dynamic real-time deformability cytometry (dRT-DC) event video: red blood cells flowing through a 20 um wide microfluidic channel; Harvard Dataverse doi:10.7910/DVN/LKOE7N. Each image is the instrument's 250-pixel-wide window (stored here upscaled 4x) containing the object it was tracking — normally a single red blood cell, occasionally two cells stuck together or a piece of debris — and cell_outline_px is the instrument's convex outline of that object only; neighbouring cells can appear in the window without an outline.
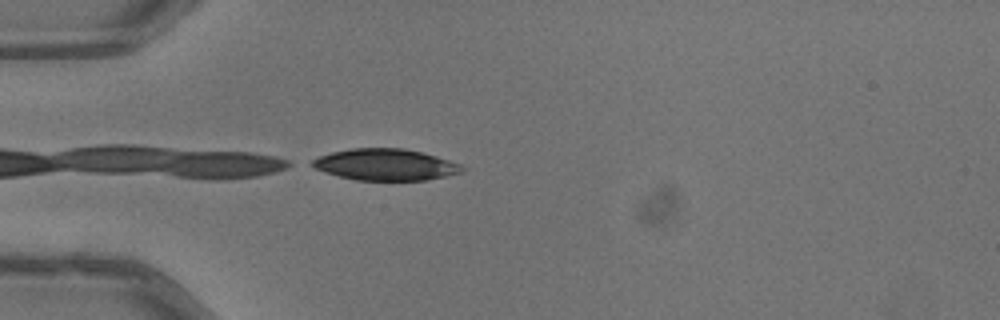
{"species": "common noctule bat (a hibernating species)", "species_latin": "Nyctalus noctula", "temperature_condition": "warm", "stored_images_in_passage": 37, "camera_frame_rate_fps": 3000, "um_per_image_px": 0.085, "animal": {"sex": "male", "body_mass_g": 13.3}, "frame": {"image": 1, "passage_image": 1, "time_ms": 0.0, "image_size_px": [1000, 320], "cell_outline_px": [[468, 168], [460, 172], [444, 176], [424, 180], [356, 180], [340, 176], [316, 168], [308, 164], [312, 160], [320, 156], [332, 152], [352, 148], [404, 148], [436, 156], [460, 164]], "centroid_in_image_um": [32.77, 13.99], "position_along_channel_um": 52.2, "area_um2": 27.17}}
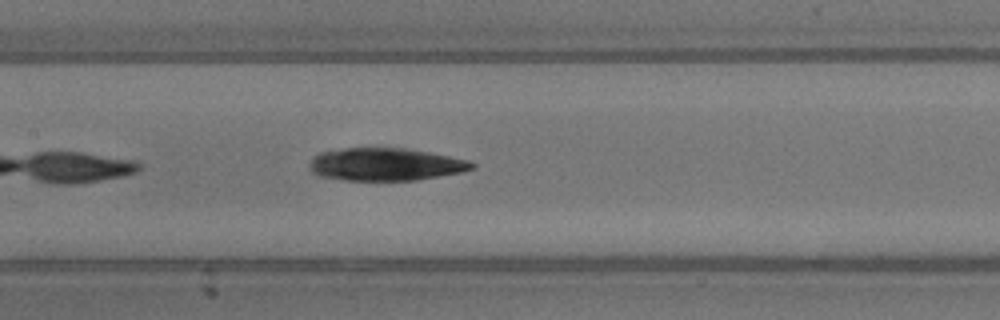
{"frame": {"image": 2, "passage_image": 11, "time_ms": 3.333, "image_size_px": [1000, 320], "cell_outline_px": [[476, 164], [472, 168], [460, 172], [416, 180], [344, 180], [316, 176], [308, 168], [308, 164], [320, 152], [344, 148], [404, 148], [428, 152], [468, 160]], "centroid_in_image_um": [32.71, 13.97], "position_along_channel_um": 174.7, "area_um2": 30.75}}
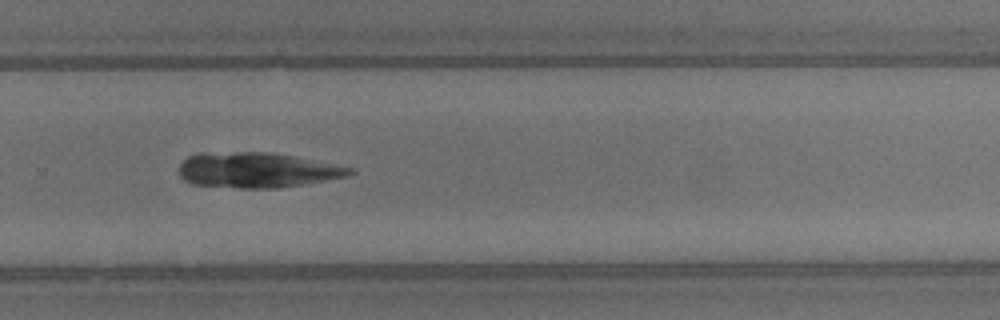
{"frame": {"image": 3, "passage_image": 21, "time_ms": 6.667, "image_size_px": [1000, 320], "cell_outline_px": [[356, 172], [348, 176], [304, 184], [276, 188], [240, 188], [192, 184], [184, 180], [180, 176], [180, 164], [188, 156], [200, 152], [268, 152], [292, 156], [352, 168]], "centroid_in_image_um": [21.81, 14.46], "position_along_channel_um": 308.0, "area_um2": 34.85}}